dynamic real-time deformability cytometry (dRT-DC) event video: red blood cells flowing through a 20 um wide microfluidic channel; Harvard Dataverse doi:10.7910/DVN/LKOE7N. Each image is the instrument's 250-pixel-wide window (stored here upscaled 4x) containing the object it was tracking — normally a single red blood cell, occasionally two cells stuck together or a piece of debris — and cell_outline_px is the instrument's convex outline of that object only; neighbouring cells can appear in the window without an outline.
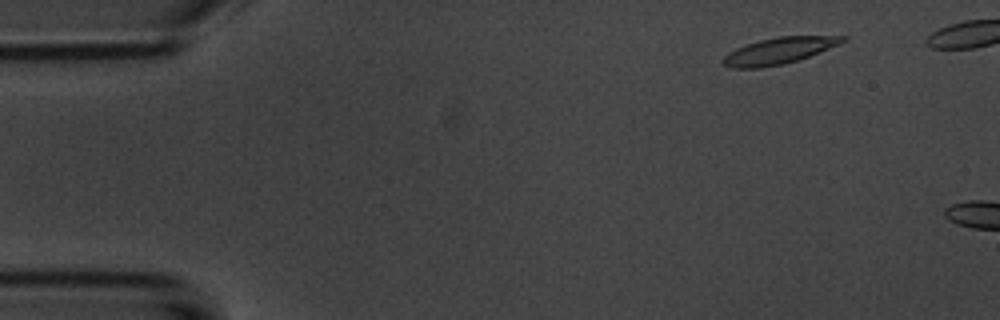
{"species": "common noctule bat (a hibernating species)", "species_latin": "Nyctalus noctula", "temperature_condition": "room temperature", "stored_images_in_passage": 4, "camera_frame_rate_fps": 3000, "um_per_image_px": 0.085, "animal": {"sex": "male", "body_mass_g": 20.1, "forearm_length_mm": 53.5}, "frame": {"image": 1, "passage_image": 1, "time_ms": 0.0, "image_size_px": [1000, 320], "cell_outline_px": [[848, 40], [840, 44], [820, 52], [784, 64], [760, 68], [732, 68], [724, 64], [720, 60], [728, 52], [736, 48], [760, 40], [776, 36], [848, 36]], "centroid_in_image_um": [66.21, 4.31], "position_along_channel_um": 18.8, "area_um2": 18.38}}